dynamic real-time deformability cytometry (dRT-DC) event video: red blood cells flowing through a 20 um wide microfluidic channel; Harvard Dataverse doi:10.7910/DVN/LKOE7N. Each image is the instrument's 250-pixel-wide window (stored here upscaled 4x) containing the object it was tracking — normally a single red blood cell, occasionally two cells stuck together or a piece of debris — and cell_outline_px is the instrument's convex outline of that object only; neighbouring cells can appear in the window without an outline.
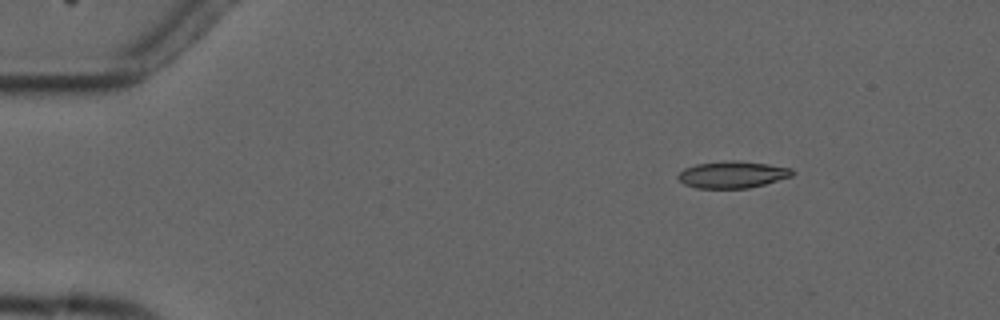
{"species": "common noctule bat (a hibernating species)", "species_latin": "Nyctalus noctula", "temperature_condition": "cold", "stored_images_in_passage": 6, "camera_frame_rate_fps": 3000, "um_per_image_px": 0.085, "animal": {"sex": "male", "forearm_length_mm": 52.5}, "frame": {"image": 1, "passage_image": 2, "time_ms": 1.0, "image_size_px": [1000, 320], "cell_outline_px": [[796, 172], [792, 176], [764, 184], [748, 188], [696, 188], [684, 184], [676, 176], [684, 168], [696, 164], [732, 160], [736, 160], [768, 164], [792, 168]], "centroid_in_image_um": [62.27, 14.83], "position_along_channel_um": 22.7, "area_um2": 17.86}}
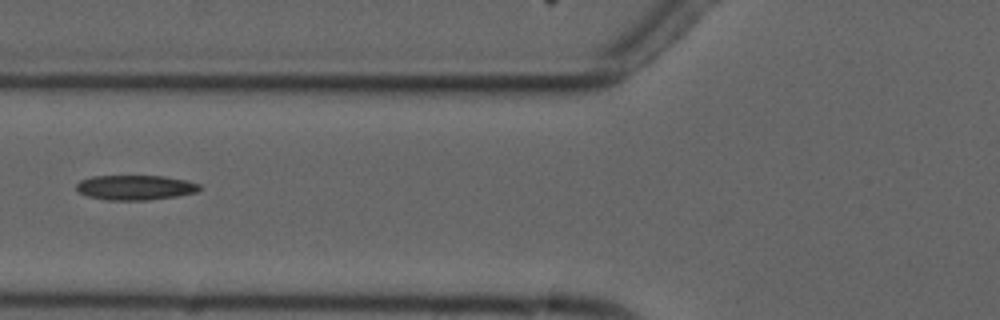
{"frame": {"image": 2, "passage_image": 5, "time_ms": 5.667, "image_size_px": [1000, 320], "cell_outline_px": [[200, 188], [196, 192], [176, 196], [148, 200], [108, 200], [88, 196], [80, 192], [76, 188], [76, 184], [80, 180], [92, 176], [164, 176], [184, 180], [200, 184]], "centroid_in_image_um": [11.48, 15.93], "position_along_channel_um": 114.3, "area_um2": 17.69}}
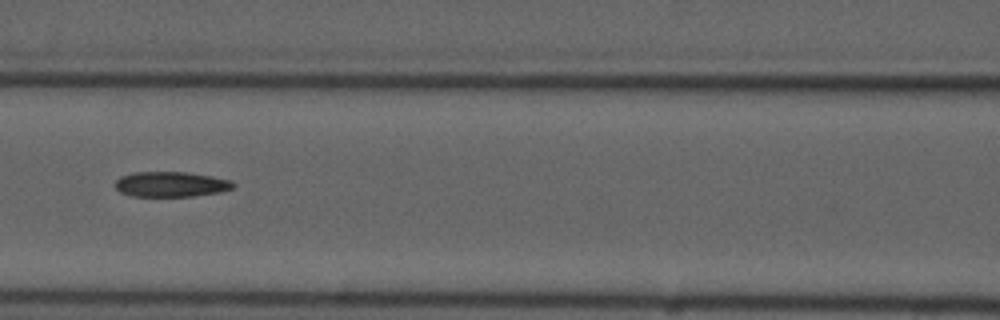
{"frame": {"image": 3, "passage_image": 6, "time_ms": 6.667, "image_size_px": [1000, 320], "cell_outline_px": [[236, 184], [232, 188], [220, 192], [192, 196], [132, 196], [120, 192], [116, 188], [116, 180], [120, 176], [132, 172], [184, 172], [212, 176], [232, 180]], "centroid_in_image_um": [14.53, 15.66], "position_along_channel_um": 152.1, "area_um2": 17.34}}